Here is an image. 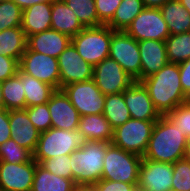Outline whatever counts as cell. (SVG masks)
I'll use <instances>...</instances> for the list:
<instances>
[{
    "mask_svg": "<svg viewBox=\"0 0 190 191\" xmlns=\"http://www.w3.org/2000/svg\"><path fill=\"white\" fill-rule=\"evenodd\" d=\"M147 89L149 96L161 116L169 114L183 104L184 92L180 82V71L177 63L168 62L158 72L140 81Z\"/></svg>",
    "mask_w": 190,
    "mask_h": 191,
    "instance_id": "6da1fadb",
    "label": "cell"
},
{
    "mask_svg": "<svg viewBox=\"0 0 190 191\" xmlns=\"http://www.w3.org/2000/svg\"><path fill=\"white\" fill-rule=\"evenodd\" d=\"M187 136L166 115L154 124L143 159L175 163L183 159Z\"/></svg>",
    "mask_w": 190,
    "mask_h": 191,
    "instance_id": "7a4b0ae2",
    "label": "cell"
},
{
    "mask_svg": "<svg viewBox=\"0 0 190 191\" xmlns=\"http://www.w3.org/2000/svg\"><path fill=\"white\" fill-rule=\"evenodd\" d=\"M107 144L101 141H85L70 154L72 179L77 187H92L101 180Z\"/></svg>",
    "mask_w": 190,
    "mask_h": 191,
    "instance_id": "3957f363",
    "label": "cell"
},
{
    "mask_svg": "<svg viewBox=\"0 0 190 191\" xmlns=\"http://www.w3.org/2000/svg\"><path fill=\"white\" fill-rule=\"evenodd\" d=\"M84 143L85 140L78 129L68 131L51 127L40 133L33 159L40 164L43 160L57 155H70Z\"/></svg>",
    "mask_w": 190,
    "mask_h": 191,
    "instance_id": "277c9868",
    "label": "cell"
},
{
    "mask_svg": "<svg viewBox=\"0 0 190 191\" xmlns=\"http://www.w3.org/2000/svg\"><path fill=\"white\" fill-rule=\"evenodd\" d=\"M114 32L107 25L85 27L71 38V43L78 54L94 67L109 57L110 43Z\"/></svg>",
    "mask_w": 190,
    "mask_h": 191,
    "instance_id": "5b68a950",
    "label": "cell"
},
{
    "mask_svg": "<svg viewBox=\"0 0 190 191\" xmlns=\"http://www.w3.org/2000/svg\"><path fill=\"white\" fill-rule=\"evenodd\" d=\"M143 157L127 152L112 143L106 146L101 179L138 183Z\"/></svg>",
    "mask_w": 190,
    "mask_h": 191,
    "instance_id": "8992f818",
    "label": "cell"
},
{
    "mask_svg": "<svg viewBox=\"0 0 190 191\" xmlns=\"http://www.w3.org/2000/svg\"><path fill=\"white\" fill-rule=\"evenodd\" d=\"M156 121L130 118L114 129L111 143L127 152L143 157Z\"/></svg>",
    "mask_w": 190,
    "mask_h": 191,
    "instance_id": "52a82bcc",
    "label": "cell"
},
{
    "mask_svg": "<svg viewBox=\"0 0 190 191\" xmlns=\"http://www.w3.org/2000/svg\"><path fill=\"white\" fill-rule=\"evenodd\" d=\"M109 57L114 59L135 81H141L138 41L125 31H115L112 34Z\"/></svg>",
    "mask_w": 190,
    "mask_h": 191,
    "instance_id": "ba28073f",
    "label": "cell"
},
{
    "mask_svg": "<svg viewBox=\"0 0 190 191\" xmlns=\"http://www.w3.org/2000/svg\"><path fill=\"white\" fill-rule=\"evenodd\" d=\"M80 116L102 114L105 97L93 79L72 83L61 88Z\"/></svg>",
    "mask_w": 190,
    "mask_h": 191,
    "instance_id": "9c48e42d",
    "label": "cell"
},
{
    "mask_svg": "<svg viewBox=\"0 0 190 191\" xmlns=\"http://www.w3.org/2000/svg\"><path fill=\"white\" fill-rule=\"evenodd\" d=\"M125 32L137 41L148 39L165 41L170 35L160 8H144Z\"/></svg>",
    "mask_w": 190,
    "mask_h": 191,
    "instance_id": "30bf717a",
    "label": "cell"
},
{
    "mask_svg": "<svg viewBox=\"0 0 190 191\" xmlns=\"http://www.w3.org/2000/svg\"><path fill=\"white\" fill-rule=\"evenodd\" d=\"M19 70L60 90L58 59L31 51L26 47L19 61Z\"/></svg>",
    "mask_w": 190,
    "mask_h": 191,
    "instance_id": "8fae6325",
    "label": "cell"
},
{
    "mask_svg": "<svg viewBox=\"0 0 190 191\" xmlns=\"http://www.w3.org/2000/svg\"><path fill=\"white\" fill-rule=\"evenodd\" d=\"M93 80L104 95L122 93L135 81L110 57L93 67Z\"/></svg>",
    "mask_w": 190,
    "mask_h": 191,
    "instance_id": "7c38bea8",
    "label": "cell"
},
{
    "mask_svg": "<svg viewBox=\"0 0 190 191\" xmlns=\"http://www.w3.org/2000/svg\"><path fill=\"white\" fill-rule=\"evenodd\" d=\"M60 89L66 85L93 79V66L85 61L70 42L58 57Z\"/></svg>",
    "mask_w": 190,
    "mask_h": 191,
    "instance_id": "4fadbf2b",
    "label": "cell"
},
{
    "mask_svg": "<svg viewBox=\"0 0 190 191\" xmlns=\"http://www.w3.org/2000/svg\"><path fill=\"white\" fill-rule=\"evenodd\" d=\"M173 164L142 159L137 188L142 191H172Z\"/></svg>",
    "mask_w": 190,
    "mask_h": 191,
    "instance_id": "5bb4252c",
    "label": "cell"
},
{
    "mask_svg": "<svg viewBox=\"0 0 190 191\" xmlns=\"http://www.w3.org/2000/svg\"><path fill=\"white\" fill-rule=\"evenodd\" d=\"M37 162L12 164L0 161V191H31Z\"/></svg>",
    "mask_w": 190,
    "mask_h": 191,
    "instance_id": "9a60e30c",
    "label": "cell"
},
{
    "mask_svg": "<svg viewBox=\"0 0 190 191\" xmlns=\"http://www.w3.org/2000/svg\"><path fill=\"white\" fill-rule=\"evenodd\" d=\"M123 98L131 118L139 120H158L161 117L147 89L141 82L134 81L123 91Z\"/></svg>",
    "mask_w": 190,
    "mask_h": 191,
    "instance_id": "2e32d148",
    "label": "cell"
},
{
    "mask_svg": "<svg viewBox=\"0 0 190 191\" xmlns=\"http://www.w3.org/2000/svg\"><path fill=\"white\" fill-rule=\"evenodd\" d=\"M47 104L51 127L68 131L78 129L81 116L61 89L51 95Z\"/></svg>",
    "mask_w": 190,
    "mask_h": 191,
    "instance_id": "e0dca14e",
    "label": "cell"
},
{
    "mask_svg": "<svg viewBox=\"0 0 190 191\" xmlns=\"http://www.w3.org/2000/svg\"><path fill=\"white\" fill-rule=\"evenodd\" d=\"M9 123L11 131V139L19 146L34 153L40 133L29 120L25 109L10 110Z\"/></svg>",
    "mask_w": 190,
    "mask_h": 191,
    "instance_id": "ac0fdd59",
    "label": "cell"
},
{
    "mask_svg": "<svg viewBox=\"0 0 190 191\" xmlns=\"http://www.w3.org/2000/svg\"><path fill=\"white\" fill-rule=\"evenodd\" d=\"M70 42L71 38L68 35L49 29L28 36L26 45L31 51L58 59Z\"/></svg>",
    "mask_w": 190,
    "mask_h": 191,
    "instance_id": "d6986e66",
    "label": "cell"
},
{
    "mask_svg": "<svg viewBox=\"0 0 190 191\" xmlns=\"http://www.w3.org/2000/svg\"><path fill=\"white\" fill-rule=\"evenodd\" d=\"M141 60V80L158 72L167 63L165 41L153 39L138 41Z\"/></svg>",
    "mask_w": 190,
    "mask_h": 191,
    "instance_id": "ffe728a7",
    "label": "cell"
},
{
    "mask_svg": "<svg viewBox=\"0 0 190 191\" xmlns=\"http://www.w3.org/2000/svg\"><path fill=\"white\" fill-rule=\"evenodd\" d=\"M51 11L52 2L36 3L23 10L21 28L26 38L51 29Z\"/></svg>",
    "mask_w": 190,
    "mask_h": 191,
    "instance_id": "44dd1931",
    "label": "cell"
},
{
    "mask_svg": "<svg viewBox=\"0 0 190 191\" xmlns=\"http://www.w3.org/2000/svg\"><path fill=\"white\" fill-rule=\"evenodd\" d=\"M85 27L81 24L72 9L63 0L52 1L51 29L68 35H77Z\"/></svg>",
    "mask_w": 190,
    "mask_h": 191,
    "instance_id": "7402d4cb",
    "label": "cell"
},
{
    "mask_svg": "<svg viewBox=\"0 0 190 191\" xmlns=\"http://www.w3.org/2000/svg\"><path fill=\"white\" fill-rule=\"evenodd\" d=\"M78 131L82 134L85 141L111 143L113 140L114 129L103 114L81 116Z\"/></svg>",
    "mask_w": 190,
    "mask_h": 191,
    "instance_id": "603a6c76",
    "label": "cell"
},
{
    "mask_svg": "<svg viewBox=\"0 0 190 191\" xmlns=\"http://www.w3.org/2000/svg\"><path fill=\"white\" fill-rule=\"evenodd\" d=\"M170 35L190 32V13L179 0H170L160 8Z\"/></svg>",
    "mask_w": 190,
    "mask_h": 191,
    "instance_id": "cb8c5ba5",
    "label": "cell"
},
{
    "mask_svg": "<svg viewBox=\"0 0 190 191\" xmlns=\"http://www.w3.org/2000/svg\"><path fill=\"white\" fill-rule=\"evenodd\" d=\"M76 188L73 179L56 176L36 164L31 191H75Z\"/></svg>",
    "mask_w": 190,
    "mask_h": 191,
    "instance_id": "d4e9b609",
    "label": "cell"
},
{
    "mask_svg": "<svg viewBox=\"0 0 190 191\" xmlns=\"http://www.w3.org/2000/svg\"><path fill=\"white\" fill-rule=\"evenodd\" d=\"M20 80L23 83L26 108L46 104L50 100L51 95L56 91L53 86L21 71Z\"/></svg>",
    "mask_w": 190,
    "mask_h": 191,
    "instance_id": "484cf974",
    "label": "cell"
},
{
    "mask_svg": "<svg viewBox=\"0 0 190 191\" xmlns=\"http://www.w3.org/2000/svg\"><path fill=\"white\" fill-rule=\"evenodd\" d=\"M27 38L21 27L8 28L0 32V55L20 61L26 50Z\"/></svg>",
    "mask_w": 190,
    "mask_h": 191,
    "instance_id": "4316f807",
    "label": "cell"
},
{
    "mask_svg": "<svg viewBox=\"0 0 190 191\" xmlns=\"http://www.w3.org/2000/svg\"><path fill=\"white\" fill-rule=\"evenodd\" d=\"M4 108L8 111L26 108L23 83L20 80V70L13 77L1 82Z\"/></svg>",
    "mask_w": 190,
    "mask_h": 191,
    "instance_id": "83f0119b",
    "label": "cell"
},
{
    "mask_svg": "<svg viewBox=\"0 0 190 191\" xmlns=\"http://www.w3.org/2000/svg\"><path fill=\"white\" fill-rule=\"evenodd\" d=\"M102 114L109 121L113 129L123 125L131 118L123 98V92L106 95Z\"/></svg>",
    "mask_w": 190,
    "mask_h": 191,
    "instance_id": "f1b7e54d",
    "label": "cell"
},
{
    "mask_svg": "<svg viewBox=\"0 0 190 191\" xmlns=\"http://www.w3.org/2000/svg\"><path fill=\"white\" fill-rule=\"evenodd\" d=\"M144 8L142 0H122L107 26L114 31H125Z\"/></svg>",
    "mask_w": 190,
    "mask_h": 191,
    "instance_id": "f546056e",
    "label": "cell"
},
{
    "mask_svg": "<svg viewBox=\"0 0 190 191\" xmlns=\"http://www.w3.org/2000/svg\"><path fill=\"white\" fill-rule=\"evenodd\" d=\"M165 44L168 62L179 64L190 58V32L169 35Z\"/></svg>",
    "mask_w": 190,
    "mask_h": 191,
    "instance_id": "4dcf8cb0",
    "label": "cell"
},
{
    "mask_svg": "<svg viewBox=\"0 0 190 191\" xmlns=\"http://www.w3.org/2000/svg\"><path fill=\"white\" fill-rule=\"evenodd\" d=\"M84 27H95L103 25L98 17L95 7V0H63Z\"/></svg>",
    "mask_w": 190,
    "mask_h": 191,
    "instance_id": "1f68e13d",
    "label": "cell"
},
{
    "mask_svg": "<svg viewBox=\"0 0 190 191\" xmlns=\"http://www.w3.org/2000/svg\"><path fill=\"white\" fill-rule=\"evenodd\" d=\"M23 10L12 0H0V32L21 27Z\"/></svg>",
    "mask_w": 190,
    "mask_h": 191,
    "instance_id": "d6a6232c",
    "label": "cell"
},
{
    "mask_svg": "<svg viewBox=\"0 0 190 191\" xmlns=\"http://www.w3.org/2000/svg\"><path fill=\"white\" fill-rule=\"evenodd\" d=\"M33 158V154L19 146L14 140L9 139L0 145V161L7 163L22 164L29 162Z\"/></svg>",
    "mask_w": 190,
    "mask_h": 191,
    "instance_id": "836d02e7",
    "label": "cell"
},
{
    "mask_svg": "<svg viewBox=\"0 0 190 191\" xmlns=\"http://www.w3.org/2000/svg\"><path fill=\"white\" fill-rule=\"evenodd\" d=\"M172 191H190V163L184 159L173 163Z\"/></svg>",
    "mask_w": 190,
    "mask_h": 191,
    "instance_id": "e575fe53",
    "label": "cell"
},
{
    "mask_svg": "<svg viewBox=\"0 0 190 191\" xmlns=\"http://www.w3.org/2000/svg\"><path fill=\"white\" fill-rule=\"evenodd\" d=\"M25 110L27 112L29 120L39 132H44L51 128V118L47 103L27 107L25 108Z\"/></svg>",
    "mask_w": 190,
    "mask_h": 191,
    "instance_id": "d590c367",
    "label": "cell"
},
{
    "mask_svg": "<svg viewBox=\"0 0 190 191\" xmlns=\"http://www.w3.org/2000/svg\"><path fill=\"white\" fill-rule=\"evenodd\" d=\"M40 165L56 176L72 179L70 155H57L50 159L43 160Z\"/></svg>",
    "mask_w": 190,
    "mask_h": 191,
    "instance_id": "8d00e7d4",
    "label": "cell"
},
{
    "mask_svg": "<svg viewBox=\"0 0 190 191\" xmlns=\"http://www.w3.org/2000/svg\"><path fill=\"white\" fill-rule=\"evenodd\" d=\"M185 136L190 135V106L181 104L166 115Z\"/></svg>",
    "mask_w": 190,
    "mask_h": 191,
    "instance_id": "74e56055",
    "label": "cell"
},
{
    "mask_svg": "<svg viewBox=\"0 0 190 191\" xmlns=\"http://www.w3.org/2000/svg\"><path fill=\"white\" fill-rule=\"evenodd\" d=\"M122 0H95L97 17L103 25H107L113 18Z\"/></svg>",
    "mask_w": 190,
    "mask_h": 191,
    "instance_id": "f35d334b",
    "label": "cell"
},
{
    "mask_svg": "<svg viewBox=\"0 0 190 191\" xmlns=\"http://www.w3.org/2000/svg\"><path fill=\"white\" fill-rule=\"evenodd\" d=\"M138 183H126L121 181H112L101 179L95 183L92 188L94 191H135Z\"/></svg>",
    "mask_w": 190,
    "mask_h": 191,
    "instance_id": "ab89813d",
    "label": "cell"
},
{
    "mask_svg": "<svg viewBox=\"0 0 190 191\" xmlns=\"http://www.w3.org/2000/svg\"><path fill=\"white\" fill-rule=\"evenodd\" d=\"M18 70V60L0 55V82H3L10 77H13L17 74Z\"/></svg>",
    "mask_w": 190,
    "mask_h": 191,
    "instance_id": "60d3db41",
    "label": "cell"
},
{
    "mask_svg": "<svg viewBox=\"0 0 190 191\" xmlns=\"http://www.w3.org/2000/svg\"><path fill=\"white\" fill-rule=\"evenodd\" d=\"M9 111L5 108L0 109V145L11 139Z\"/></svg>",
    "mask_w": 190,
    "mask_h": 191,
    "instance_id": "b9f144b4",
    "label": "cell"
},
{
    "mask_svg": "<svg viewBox=\"0 0 190 191\" xmlns=\"http://www.w3.org/2000/svg\"><path fill=\"white\" fill-rule=\"evenodd\" d=\"M180 71V82L185 93L190 89V58L178 64Z\"/></svg>",
    "mask_w": 190,
    "mask_h": 191,
    "instance_id": "7bdbcfd3",
    "label": "cell"
},
{
    "mask_svg": "<svg viewBox=\"0 0 190 191\" xmlns=\"http://www.w3.org/2000/svg\"><path fill=\"white\" fill-rule=\"evenodd\" d=\"M14 1L22 10L35 5L36 3H43V2H52L53 0H12Z\"/></svg>",
    "mask_w": 190,
    "mask_h": 191,
    "instance_id": "ee69618b",
    "label": "cell"
},
{
    "mask_svg": "<svg viewBox=\"0 0 190 191\" xmlns=\"http://www.w3.org/2000/svg\"><path fill=\"white\" fill-rule=\"evenodd\" d=\"M145 8H161L170 0H142Z\"/></svg>",
    "mask_w": 190,
    "mask_h": 191,
    "instance_id": "f6af8a7d",
    "label": "cell"
},
{
    "mask_svg": "<svg viewBox=\"0 0 190 191\" xmlns=\"http://www.w3.org/2000/svg\"><path fill=\"white\" fill-rule=\"evenodd\" d=\"M183 159L190 163V135L187 136Z\"/></svg>",
    "mask_w": 190,
    "mask_h": 191,
    "instance_id": "bcb514c9",
    "label": "cell"
},
{
    "mask_svg": "<svg viewBox=\"0 0 190 191\" xmlns=\"http://www.w3.org/2000/svg\"><path fill=\"white\" fill-rule=\"evenodd\" d=\"M183 104L190 106V89H188L185 93H184V101Z\"/></svg>",
    "mask_w": 190,
    "mask_h": 191,
    "instance_id": "7dc6e473",
    "label": "cell"
},
{
    "mask_svg": "<svg viewBox=\"0 0 190 191\" xmlns=\"http://www.w3.org/2000/svg\"><path fill=\"white\" fill-rule=\"evenodd\" d=\"M181 5L187 9V11L190 13V0H179Z\"/></svg>",
    "mask_w": 190,
    "mask_h": 191,
    "instance_id": "c3c4849f",
    "label": "cell"
},
{
    "mask_svg": "<svg viewBox=\"0 0 190 191\" xmlns=\"http://www.w3.org/2000/svg\"><path fill=\"white\" fill-rule=\"evenodd\" d=\"M75 191H94L92 187H77Z\"/></svg>",
    "mask_w": 190,
    "mask_h": 191,
    "instance_id": "681fc988",
    "label": "cell"
},
{
    "mask_svg": "<svg viewBox=\"0 0 190 191\" xmlns=\"http://www.w3.org/2000/svg\"><path fill=\"white\" fill-rule=\"evenodd\" d=\"M4 108L3 99H2V89H1V82H0V109Z\"/></svg>",
    "mask_w": 190,
    "mask_h": 191,
    "instance_id": "f907efd6",
    "label": "cell"
}]
</instances>
